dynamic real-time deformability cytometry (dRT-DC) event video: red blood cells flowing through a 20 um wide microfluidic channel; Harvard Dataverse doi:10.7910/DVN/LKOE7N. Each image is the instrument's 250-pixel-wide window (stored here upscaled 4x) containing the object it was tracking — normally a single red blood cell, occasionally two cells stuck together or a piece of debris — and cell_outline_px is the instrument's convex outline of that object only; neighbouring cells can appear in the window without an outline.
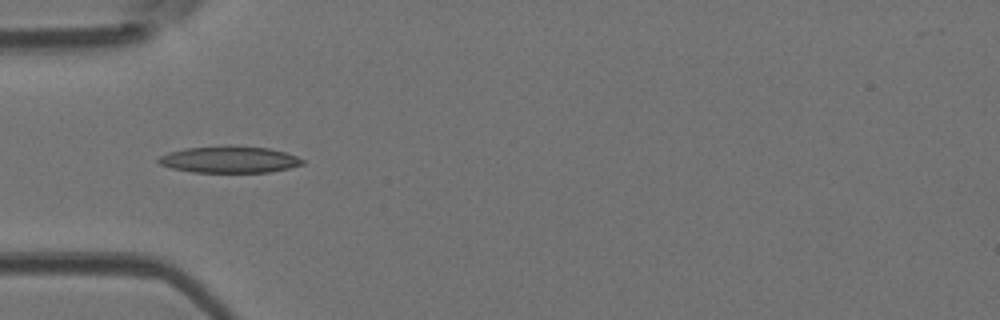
{"species": "Egyptian fruit bat (a non-hibernating species)", "species_latin": "Rousettus aegyptiacus", "temperature_condition": "room temperature", "stored_images_in_passage": 6, "camera_frame_rate_fps": 3000, "um_per_image_px": 0.085, "animal": {"sex": "female"}, "frame": {"image": 1, "passage_image": 5, "time_ms": 1.333, "image_size_px": [1000, 320], "cell_outline_px": [[304, 164], [288, 168], [268, 172], [192, 172], [172, 168], [160, 164], [156, 160], [160, 156], [168, 152], [184, 148], [224, 144], [232, 144], [268, 148], [284, 152], [296, 156], [304, 160]], "centroid_in_image_um": [19.47, 13.53], "position_along_channel_um": 65.5, "area_um2": 22.72}}
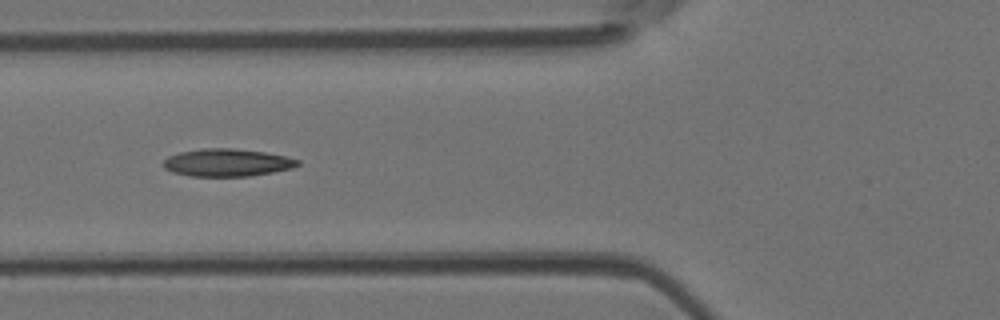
{"frame": {"image": 2, "passage_image": 6, "time_ms": 1.667, "image_size_px": [1000, 320], "cell_outline_px": [[300, 164], [292, 168], [252, 176], [192, 176], [172, 172], [164, 168], [164, 160], [168, 156], [180, 152], [200, 148], [232, 148], [264, 152], [288, 156], [300, 160]], "centroid_in_image_um": [19.32, 13.81], "position_along_channel_um": 106.5, "area_um2": 21.68}}